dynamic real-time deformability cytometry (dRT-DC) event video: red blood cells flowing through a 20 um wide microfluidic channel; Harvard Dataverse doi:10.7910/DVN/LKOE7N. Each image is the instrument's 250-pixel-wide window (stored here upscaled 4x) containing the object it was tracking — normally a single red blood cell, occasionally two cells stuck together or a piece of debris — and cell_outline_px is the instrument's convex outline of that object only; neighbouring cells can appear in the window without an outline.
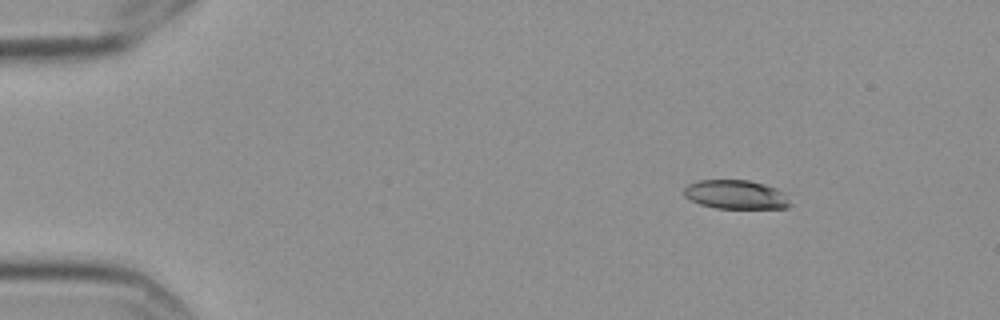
{"species": "Egyptian fruit bat (a non-hibernating species)", "species_latin": "Rousettus aegyptiacus", "temperature_condition": "cold", "stored_images_in_passage": 5, "camera_frame_rate_fps": 3000, "um_per_image_px": 0.085, "frame": {"image": 1, "passage_image": 2, "time_ms": 0.333, "image_size_px": [1000, 320], "cell_outline_px": [[792, 204], [788, 208], [716, 208], [700, 204], [684, 196], [684, 188], [688, 184], [696, 180], [748, 180], [764, 184], [776, 188], [784, 192]], "centroid_in_image_um": [62.56, 16.53], "position_along_channel_um": 22.4, "area_um2": 17.98}}
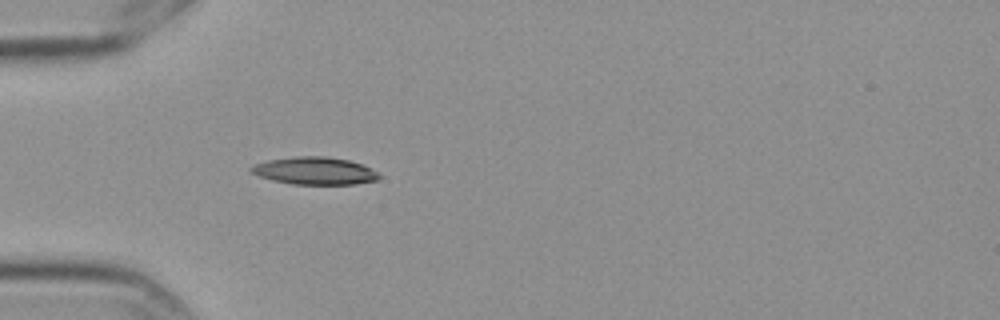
{"frame": {"image": 2, "passage_image": 5, "time_ms": 1.333, "image_size_px": [1000, 320], "cell_outline_px": [[380, 176], [376, 180], [356, 184], [292, 184], [272, 180], [260, 176], [252, 172], [248, 168], [256, 164], [268, 160], [296, 156], [324, 156], [348, 160], [372, 168], [380, 172]], "centroid_in_image_um": [26.77, 14.52], "position_along_channel_um": 58.2, "area_um2": 20.4}}